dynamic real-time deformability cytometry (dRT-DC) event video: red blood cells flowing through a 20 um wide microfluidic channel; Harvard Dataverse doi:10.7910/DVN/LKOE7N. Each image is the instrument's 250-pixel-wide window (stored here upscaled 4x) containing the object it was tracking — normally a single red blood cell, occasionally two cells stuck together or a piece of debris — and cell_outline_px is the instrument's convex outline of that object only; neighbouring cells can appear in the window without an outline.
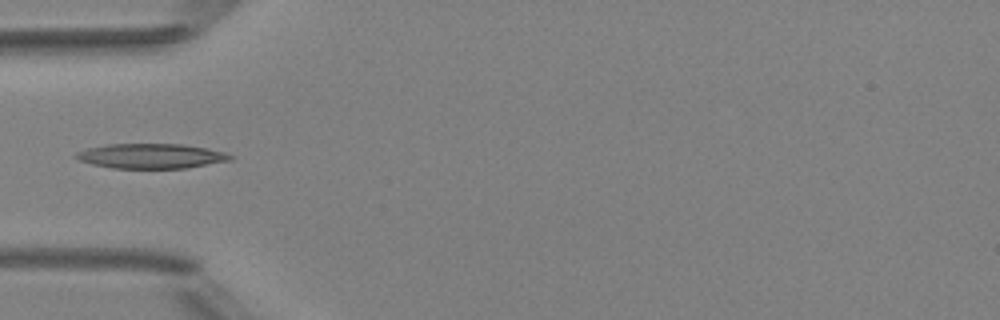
{"species": "Egyptian fruit bat (a non-hibernating species)", "species_latin": "Rousettus aegyptiacus", "temperature_condition": "room temperature", "stored_images_in_passage": 2, "camera_frame_rate_fps": 3000, "um_per_image_px": 0.085, "animal": {"sex": "female"}, "frame": {"image": 1, "passage_image": 1, "time_ms": 0.0, "image_size_px": [1000, 320], "cell_outline_px": [[232, 160], [184, 168], [112, 168], [92, 164], [76, 160], [76, 152], [88, 148], [108, 144], [184, 144], [224, 152], [232, 156]], "centroid_in_image_um": [12.8, 13.26], "position_along_channel_um": 72.2, "area_um2": 22.14}}
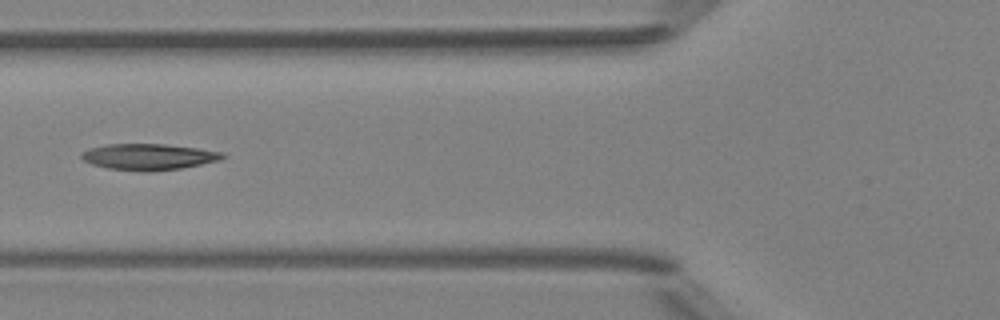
{"frame": {"image": 2, "passage_image": 2, "time_ms": 1.0, "image_size_px": [1000, 320], "cell_outline_px": [[228, 156], [220, 160], [180, 168], [148, 172], [144, 172], [108, 168], [92, 164], [84, 160], [80, 156], [84, 152], [92, 148], [108, 144], [164, 144], [196, 148], [224, 152]], "centroid_in_image_um": [12.68, 13.33], "position_along_channel_um": 113.1, "area_um2": 21.33}}